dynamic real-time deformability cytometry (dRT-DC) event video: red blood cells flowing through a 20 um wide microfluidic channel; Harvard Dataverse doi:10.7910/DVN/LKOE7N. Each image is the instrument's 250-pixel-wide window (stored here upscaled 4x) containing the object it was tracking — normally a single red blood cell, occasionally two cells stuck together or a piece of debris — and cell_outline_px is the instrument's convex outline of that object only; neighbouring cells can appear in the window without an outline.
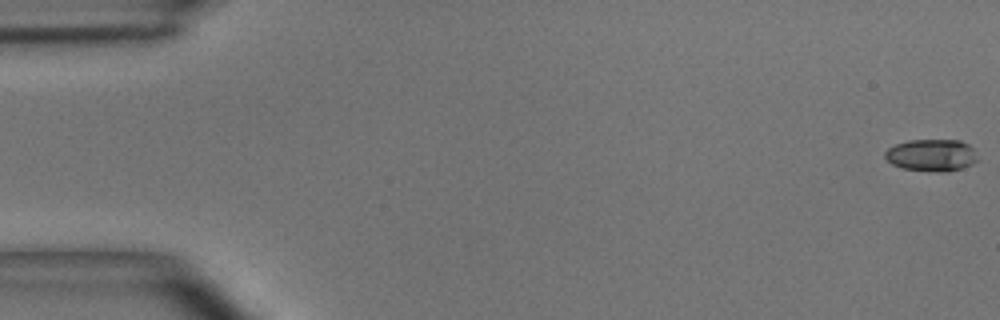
{"species": "common noctule bat (a hibernating species)", "species_latin": "Nyctalus noctula", "temperature_condition": "room temperature", "stored_images_in_passage": 5, "camera_frame_rate_fps": 3000, "um_per_image_px": 0.085, "animal": {"sex": "male", "body_mass_g": 15.6}, "frame": {"image": 1, "passage_image": 1, "time_ms": 0.0, "image_size_px": [1000, 320], "cell_outline_px": [[980, 160], [972, 164], [948, 172], [944, 172], [904, 168], [892, 164], [884, 156], [884, 152], [888, 148], [896, 144], [908, 140], [960, 140], [968, 144], [972, 148]], "centroid_in_image_um": [79.2, 13.18], "position_along_channel_um": 5.8, "area_um2": 17.22}}